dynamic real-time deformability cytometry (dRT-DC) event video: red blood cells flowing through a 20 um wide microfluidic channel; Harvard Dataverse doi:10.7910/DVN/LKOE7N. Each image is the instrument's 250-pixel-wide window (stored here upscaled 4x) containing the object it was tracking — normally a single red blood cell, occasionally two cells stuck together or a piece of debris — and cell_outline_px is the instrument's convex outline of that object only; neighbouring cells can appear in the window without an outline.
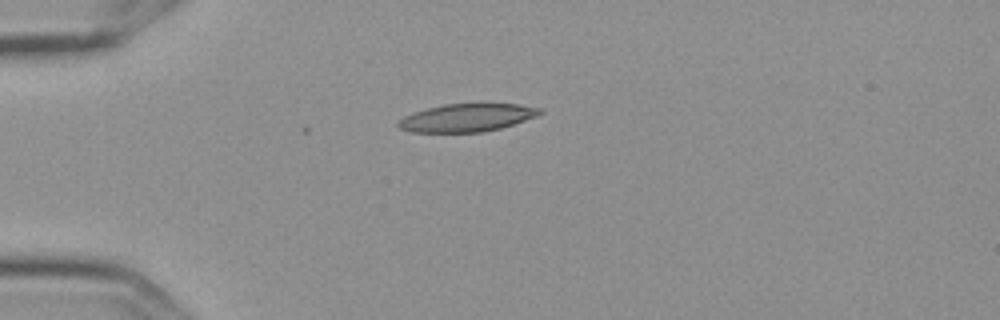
{"species": "Egyptian fruit bat (a non-hibernating species)", "species_latin": "Rousettus aegyptiacus", "temperature_condition": "cold", "stored_images_in_passage": 7, "camera_frame_rate_fps": 3000, "um_per_image_px": 0.085, "frame": {"image": 1, "passage_image": 5, "time_ms": 1.333, "image_size_px": [1000, 320], "cell_outline_px": [[544, 112], [536, 116], [500, 128], [480, 132], [412, 132], [400, 128], [396, 124], [404, 116], [428, 108], [444, 104], [480, 100], [520, 104], [540, 108]], "centroid_in_image_um": [39.75, 9.94], "position_along_channel_um": 45.3, "area_um2": 23.76}}
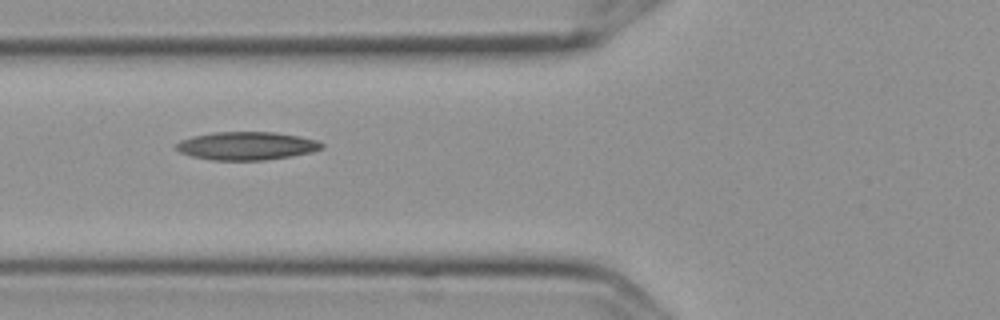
{"frame": {"image": 2, "passage_image": 7, "time_ms": 2.0, "image_size_px": [1000, 320], "cell_outline_px": [[324, 148], [312, 152], [264, 160], [212, 160], [192, 156], [180, 152], [176, 148], [176, 144], [180, 140], [192, 136], [212, 132], [276, 132], [300, 136], [316, 140], [324, 144]], "centroid_in_image_um": [20.96, 12.39], "position_along_channel_um": 104.8, "area_um2": 23.87}}